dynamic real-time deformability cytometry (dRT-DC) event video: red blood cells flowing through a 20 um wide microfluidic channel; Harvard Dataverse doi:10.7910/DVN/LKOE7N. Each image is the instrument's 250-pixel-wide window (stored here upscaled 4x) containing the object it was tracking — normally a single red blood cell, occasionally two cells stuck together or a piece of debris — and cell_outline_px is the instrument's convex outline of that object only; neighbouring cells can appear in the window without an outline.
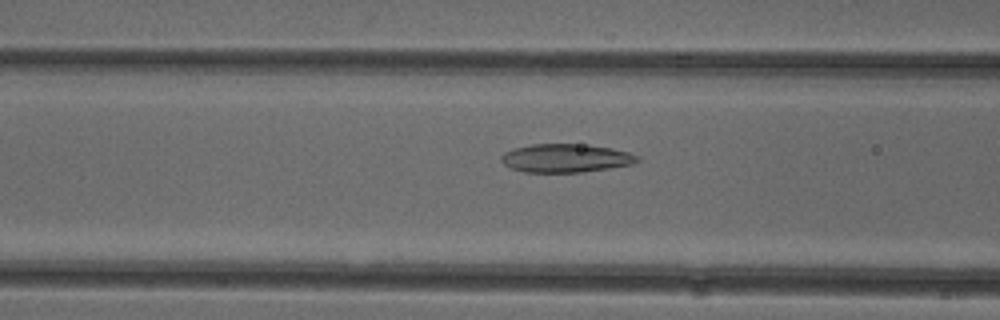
{"species": "common noctule bat (a hibernating species)", "species_latin": "Nyctalus noctula", "temperature_condition": "cold", "stored_images_in_passage": 51, "camera_frame_rate_fps": 3000, "um_per_image_px": 0.085, "animal": {"sex": "female"}, "frame": {"image": 1, "passage_image": 20, "time_ms": 6.333, "image_size_px": [1000, 320], "cell_outline_px": [[640, 160], [632, 164], [608, 168], [580, 172], [524, 172], [512, 168], [504, 164], [500, 160], [500, 156], [504, 152], [512, 148], [532, 144], [588, 144], [612, 148], [628, 152], [640, 156]], "centroid_in_image_um": [48.08, 13.43], "position_along_channel_um": 118.5, "area_um2": 22.66}}
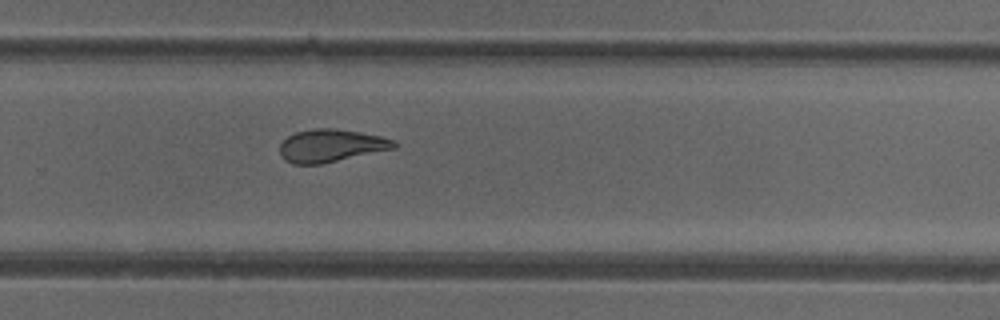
{"frame": {"image": 2, "passage_image": 34, "time_ms": 11.0, "image_size_px": [1000, 320], "cell_outline_px": [[400, 144], [396, 148], [320, 164], [292, 164], [284, 160], [280, 156], [280, 144], [288, 136], [296, 132], [316, 128], [336, 128], [360, 132], [380, 136], [392, 140]], "centroid_in_image_um": [28.12, 12.38], "position_along_channel_um": 301.7, "area_um2": 21.79}}
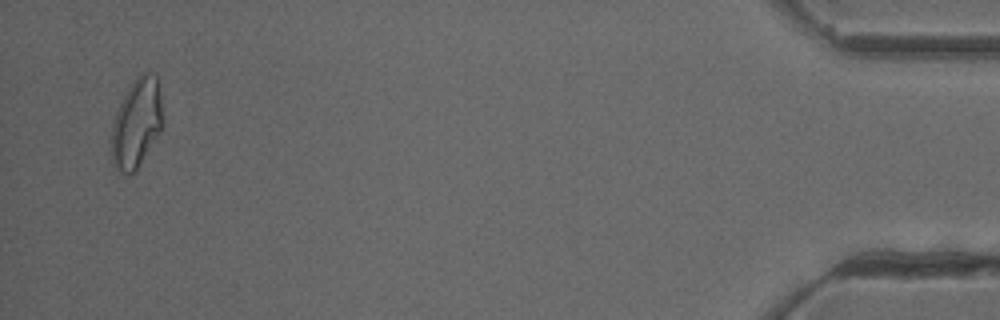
{"frame": {"image": 3, "passage_image": 50, "time_ms": 16.333, "image_size_px": [1000, 320], "cell_outline_px": [[164, 124], [160, 132], [136, 172], [128, 176], [120, 172], [112, 164], [112, 124], [120, 100], [136, 76], [140, 72], [152, 72], [156, 76], [160, 96]], "centroid_in_image_um": [11.61, 10.49], "position_along_channel_um": 423.6, "area_um2": 27.05}, "authors_computed_cell_mechanics": {"area_um2": 23.5824, "velocity_mm_per_s": 3.9329, "shape_relaxation_time_tau1_ms": null, "shape_relaxation_time_tau2_ms": 3.1379, "deformation_change_tau1": null, "deformation_change_tau2": 0.1074}}